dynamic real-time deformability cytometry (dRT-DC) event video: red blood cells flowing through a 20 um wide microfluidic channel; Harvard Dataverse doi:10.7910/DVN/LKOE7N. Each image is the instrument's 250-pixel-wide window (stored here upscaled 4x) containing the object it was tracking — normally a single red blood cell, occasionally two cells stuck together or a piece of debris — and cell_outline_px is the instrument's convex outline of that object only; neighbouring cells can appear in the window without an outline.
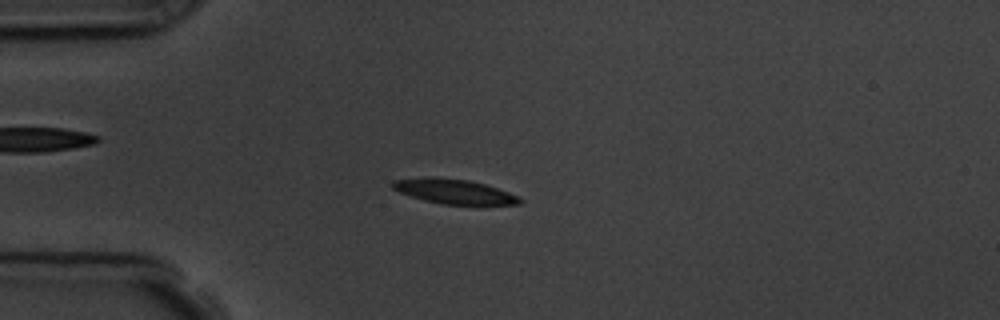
{"species": "common noctule bat (a hibernating species)", "species_latin": "Nyctalus noctula", "temperature_condition": "room temperature", "stored_images_in_passage": 6, "camera_frame_rate_fps": 3000, "um_per_image_px": 0.085, "animal": {"sex": "male", "body_mass_g": 19.5, "forearm_length_mm": 54.6}, "frame": {"image": 1, "passage_image": 4, "time_ms": 3.333, "image_size_px": [1000, 320], "cell_outline_px": [[524, 200], [520, 204], [444, 204], [424, 200], [400, 192], [392, 188], [392, 180], [424, 176], [432, 176], [468, 180], [484, 184], [520, 196]], "centroid_in_image_um": [38.58, 16.25], "position_along_channel_um": 46.4, "area_um2": 18.21}}